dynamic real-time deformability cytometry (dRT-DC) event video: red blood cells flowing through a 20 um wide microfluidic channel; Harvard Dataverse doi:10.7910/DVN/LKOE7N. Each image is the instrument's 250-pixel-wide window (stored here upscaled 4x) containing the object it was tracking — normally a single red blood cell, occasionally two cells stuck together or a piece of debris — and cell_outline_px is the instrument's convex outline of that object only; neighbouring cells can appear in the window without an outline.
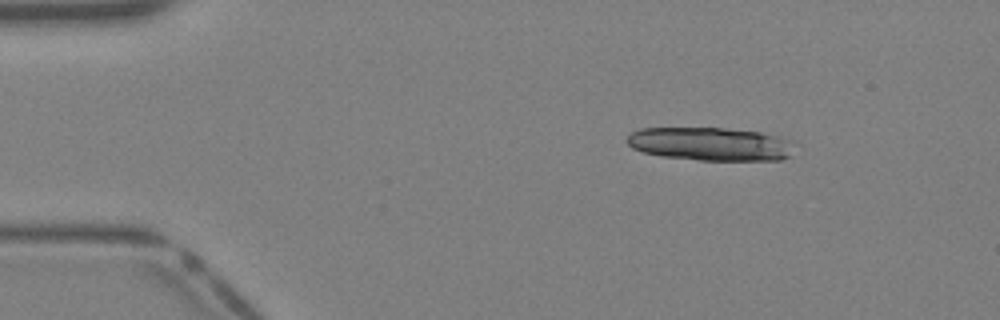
{"species": "Egyptian fruit bat (a non-hibernating species)", "species_latin": "Rousettus aegyptiacus", "temperature_condition": "warm", "stored_images_in_passage": 34, "segment_of_instrument_passage": [1, 2], "camera_frame_rate_fps": 3000, "um_per_image_px": 0.085, "animal": {"sex": "female"}, "frame": {"image": 1, "passage_image": 1, "time_ms": 0.0, "image_size_px": [1000, 320], "cell_outline_px": [[800, 144], [792, 156], [780, 160], [700, 160], [660, 156], [644, 152], [632, 148], [624, 140], [632, 132], [640, 128], [724, 128], [760, 132], [796, 140]], "centroid_in_image_um": [60.51, 12.24], "position_along_channel_um": 24.5, "area_um2": 33.29}}